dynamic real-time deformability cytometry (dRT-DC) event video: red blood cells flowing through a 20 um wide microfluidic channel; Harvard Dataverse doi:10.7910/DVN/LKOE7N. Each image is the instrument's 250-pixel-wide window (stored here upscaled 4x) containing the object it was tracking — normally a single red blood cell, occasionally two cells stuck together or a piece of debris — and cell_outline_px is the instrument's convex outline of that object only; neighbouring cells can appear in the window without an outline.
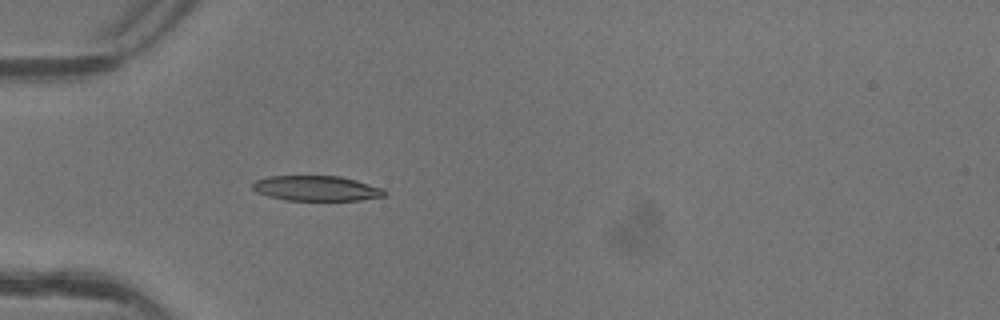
{"species": "common noctule bat (a hibernating species)", "species_latin": "Nyctalus noctula", "temperature_condition": "warm", "stored_images_in_passage": 3, "camera_frame_rate_fps": 3000, "um_per_image_px": 0.085, "animal": {"sex": "female"}, "frame": {"image": 1, "passage_image": 3, "time_ms": 0.667, "image_size_px": [1000, 320], "cell_outline_px": [[388, 196], [360, 200], [288, 200], [268, 196], [256, 192], [252, 188], [252, 184], [256, 180], [268, 176], [340, 176], [356, 180], [384, 188], [388, 192]], "centroid_in_image_um": [26.95, 16.01], "position_along_channel_um": 58.1, "area_um2": 19.48}}